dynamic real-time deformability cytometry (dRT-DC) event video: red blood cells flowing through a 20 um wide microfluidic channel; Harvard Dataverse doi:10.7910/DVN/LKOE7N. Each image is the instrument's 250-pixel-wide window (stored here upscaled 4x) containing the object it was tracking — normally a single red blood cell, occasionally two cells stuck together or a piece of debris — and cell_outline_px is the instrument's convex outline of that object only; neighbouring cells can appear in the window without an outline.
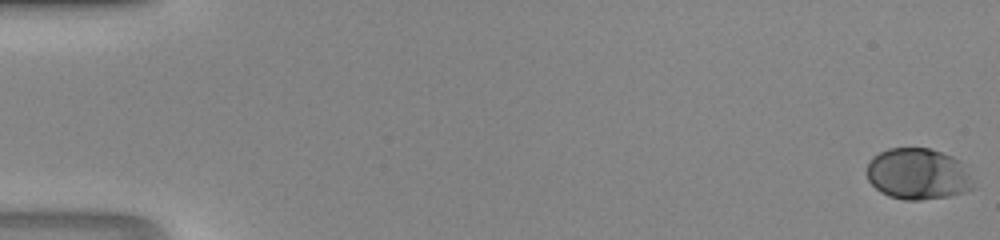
{"species": "human", "species_latin": "Homo sapiens", "temperature_condition": "room temperature", "stored_images_in_passage": 49, "camera_frame_rate_fps": 3000, "um_per_image_px": 0.085, "donor": {"sex": "male"}, "frame": {"image": 1, "passage_image": 1, "time_ms": 0.0, "image_size_px": [1000, 240], "cell_outline_px": [[976, 188], [964, 192], [948, 196], [920, 200], [904, 200], [888, 196], [880, 192], [868, 180], [868, 164], [872, 156], [888, 148], [928, 148], [952, 156], [960, 160], [972, 180]], "centroid_in_image_um": [78.02, 14.79], "position_along_channel_um": 7.0, "area_um2": 31.79}}
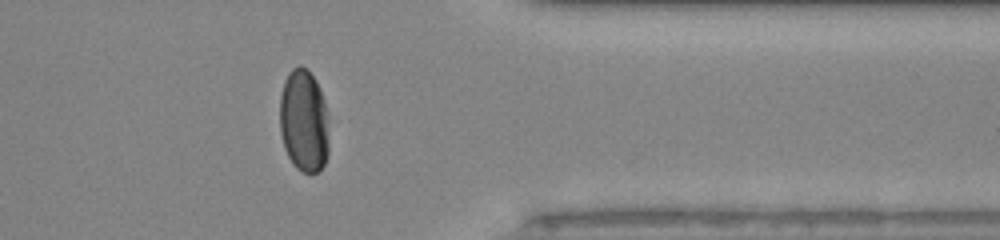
{"frame": {"image": 2, "passage_image": 40, "time_ms": 13.0, "image_size_px": [1000, 240], "cell_outline_px": [[328, 156], [324, 164], [316, 172], [300, 172], [292, 164], [284, 148], [280, 132], [280, 96], [284, 80], [288, 72], [292, 68], [300, 64], [316, 80], [320, 88], [328, 112]], "centroid_in_image_um": [25.83, 10.28], "position_along_channel_um": 385.6, "area_um2": 29.88}}
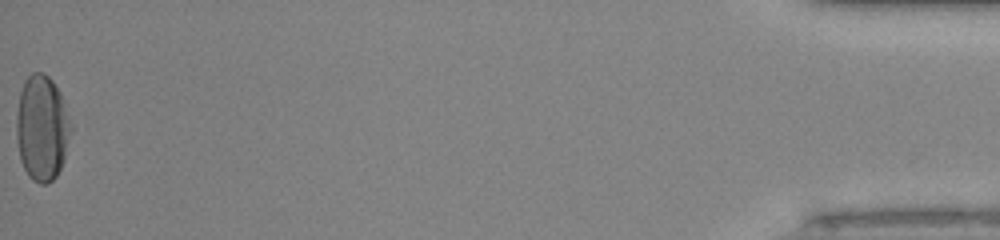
{"frame": {"image": 3, "passage_image": 49, "time_ms": 16.0, "image_size_px": [1000, 240], "cell_outline_px": [[72, 132], [64, 160], [56, 176], [48, 184], [40, 184], [32, 180], [28, 176], [20, 160], [16, 140], [16, 112], [20, 92], [24, 80], [32, 72], [44, 72], [52, 80], [60, 92], [72, 124]], "centroid_in_image_um": [3.57, 10.88], "position_along_channel_um": 431.6, "area_um2": 34.1}}